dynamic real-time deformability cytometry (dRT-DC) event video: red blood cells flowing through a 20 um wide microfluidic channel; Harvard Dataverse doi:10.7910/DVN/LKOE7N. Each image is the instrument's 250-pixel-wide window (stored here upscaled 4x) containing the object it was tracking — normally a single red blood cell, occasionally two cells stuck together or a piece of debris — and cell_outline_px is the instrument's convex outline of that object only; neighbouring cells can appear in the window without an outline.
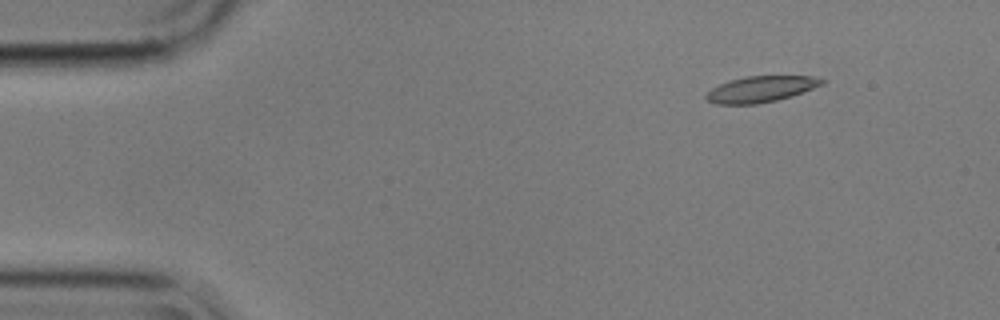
{"species": "common noctule bat (a hibernating species)", "species_latin": "Nyctalus noctula", "temperature_condition": "cold", "stored_images_in_passage": 5, "camera_frame_rate_fps": 3000, "um_per_image_px": 0.085, "animal": {"sex": "male", "body_mass_g": 17.9}, "frame": {"image": 1, "passage_image": 2, "time_ms": 0.333, "image_size_px": [1000, 320], "cell_outline_px": [[824, 84], [792, 96], [776, 100], [756, 104], [716, 104], [708, 100], [704, 96], [712, 88], [728, 80], [744, 76], [812, 76], [824, 80]], "centroid_in_image_um": [64.66, 7.57], "position_along_channel_um": 20.3, "area_um2": 17.51}}
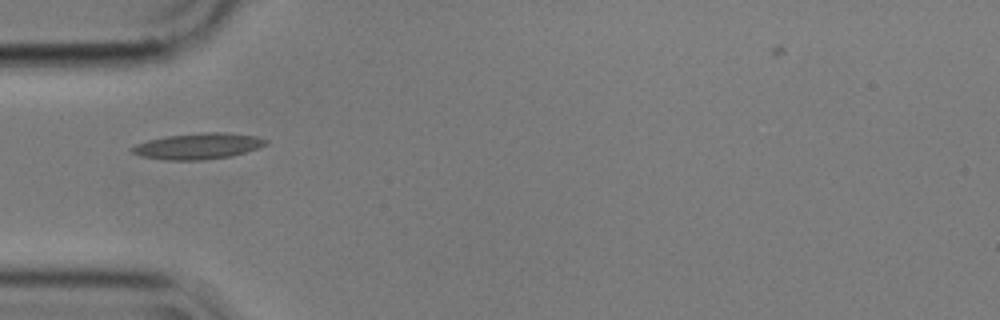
{"frame": {"image": 2, "passage_image": 5, "time_ms": 1.333, "image_size_px": [1000, 320], "cell_outline_px": [[268, 144], [232, 156], [204, 160], [164, 160], [140, 156], [132, 152], [128, 148], [136, 144], [148, 140], [168, 136], [204, 132], [224, 132], [256, 136], [268, 140]], "centroid_in_image_um": [16.81, 12.42], "position_along_channel_um": 68.2, "area_um2": 20.29}}